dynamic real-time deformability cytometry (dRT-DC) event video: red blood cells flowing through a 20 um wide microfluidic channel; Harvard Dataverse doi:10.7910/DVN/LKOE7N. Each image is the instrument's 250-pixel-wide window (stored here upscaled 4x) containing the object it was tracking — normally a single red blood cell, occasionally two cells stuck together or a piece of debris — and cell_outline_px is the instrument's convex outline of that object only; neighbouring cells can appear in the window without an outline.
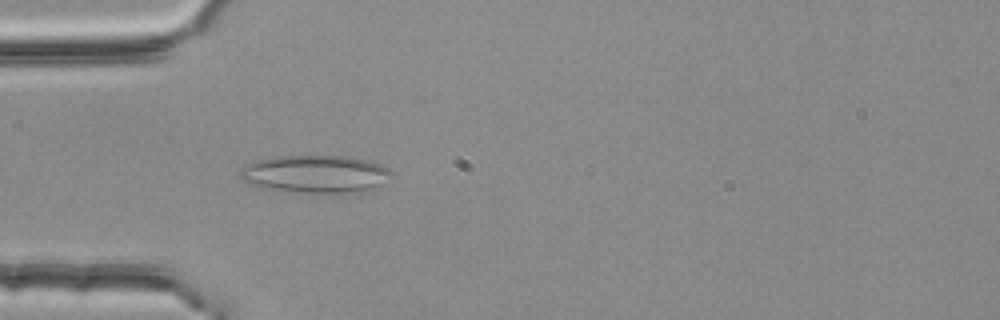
{"species": "common noctule bat (a hibernating species)", "species_latin": "Nyctalus noctula", "temperature_condition": "room temperature", "stored_images_in_passage": 3, "camera_frame_rate_fps": 3000, "um_per_image_px": 0.085, "animal": {"sex": "female", "body_mass_g": 25.1}, "frame": {"image": 1, "passage_image": 3, "time_ms": 0.667, "image_size_px": [1000, 320], "cell_outline_px": [[392, 172], [376, 188], [340, 192], [304, 192], [260, 188], [244, 180], [240, 176], [240, 168], [256, 160], [276, 156], [352, 156], [368, 160], [380, 164], [388, 168]], "centroid_in_image_um": [26.77, 14.76], "position_along_channel_um": 58.2, "area_um2": 32.71}}